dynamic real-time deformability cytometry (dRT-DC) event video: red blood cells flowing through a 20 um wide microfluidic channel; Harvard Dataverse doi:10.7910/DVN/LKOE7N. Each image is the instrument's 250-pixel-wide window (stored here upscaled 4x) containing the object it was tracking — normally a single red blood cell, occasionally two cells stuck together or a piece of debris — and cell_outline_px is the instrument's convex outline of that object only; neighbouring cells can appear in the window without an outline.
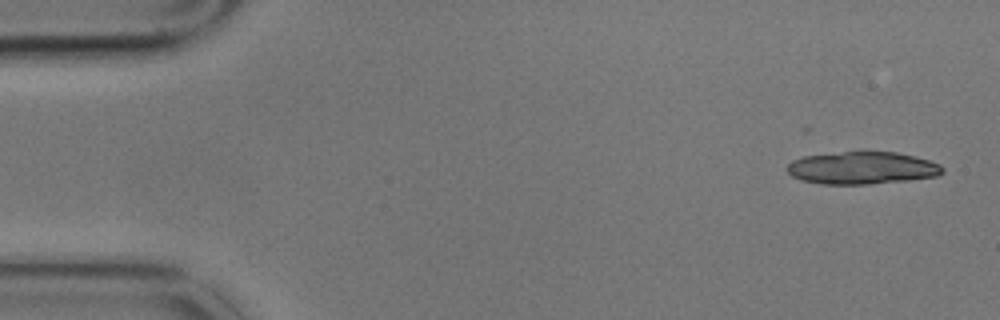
{"species": "common noctule bat (a hibernating species)", "species_latin": "Nyctalus noctula", "temperature_condition": "cold", "stored_images_in_passage": 6, "camera_frame_rate_fps": 3000, "um_per_image_px": 0.085, "animal": {"sex": "male", "body_mass_g": 17.9}, "frame": {"image": 1, "passage_image": 1, "time_ms": 0.0, "image_size_px": [1000, 320], "cell_outline_px": [[944, 172], [936, 176], [908, 180], [868, 184], [820, 184], [800, 180], [792, 176], [788, 172], [788, 164], [792, 160], [804, 156], [864, 148], [896, 152], [916, 156], [940, 164], [944, 168]], "centroid_in_image_um": [73.28, 14.23], "position_along_channel_um": 11.7, "area_um2": 30.35}}